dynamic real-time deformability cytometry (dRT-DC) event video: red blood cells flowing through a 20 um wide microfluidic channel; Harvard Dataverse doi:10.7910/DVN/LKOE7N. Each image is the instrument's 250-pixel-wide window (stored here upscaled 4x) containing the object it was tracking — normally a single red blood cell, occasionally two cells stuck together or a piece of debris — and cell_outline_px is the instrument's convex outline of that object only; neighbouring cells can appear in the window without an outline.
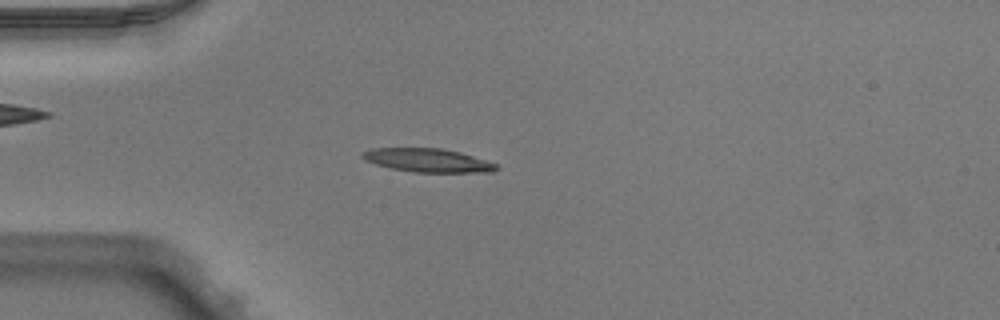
{"species": "Egyptian fruit bat (a non-hibernating species)", "species_latin": "Rousettus aegyptiacus", "temperature_condition": "warm", "stored_images_in_passage": 50, "camera_frame_rate_fps": 3000, "um_per_image_px": 0.085, "animal": {"sex": "male"}, "frame": {"image": 1, "passage_image": 13, "time_ms": 4.0, "image_size_px": [1000, 320], "cell_outline_px": [[500, 168], [492, 172], [416, 172], [392, 168], [376, 164], [364, 160], [360, 156], [360, 152], [372, 148], [440, 148], [460, 152], [496, 164]], "centroid_in_image_um": [36.32, 13.62], "position_along_channel_um": 48.7, "area_um2": 18.26}}
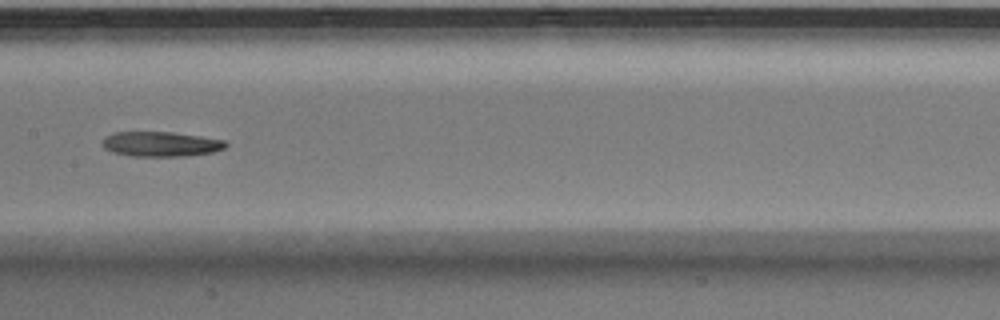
{"frame": {"image": 2, "passage_image": 25, "time_ms": 8.0, "image_size_px": [1000, 320], "cell_outline_px": [[228, 144], [224, 148], [212, 152], [184, 156], [132, 156], [112, 152], [104, 148], [100, 144], [104, 136], [116, 132], [172, 132], [200, 136], [224, 140]], "centroid_in_image_um": [13.62, 12.24], "position_along_channel_um": 193.8, "area_um2": 17.92}}
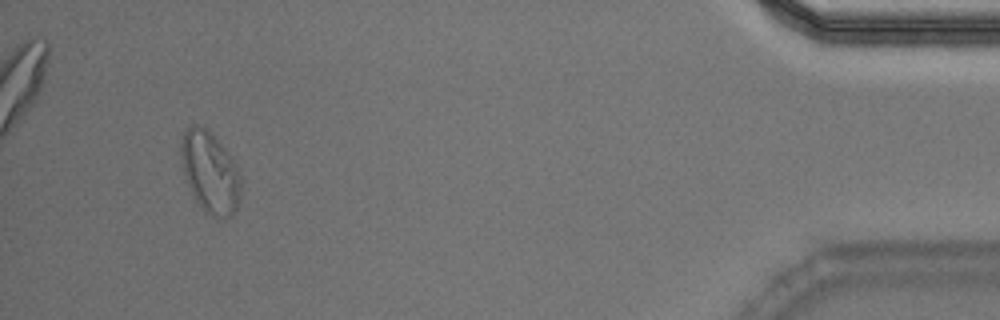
{"frame": {"image": 3, "passage_image": 47, "time_ms": 15.333, "image_size_px": [1000, 320], "cell_outline_px": [[240, 196], [236, 208], [228, 216], [212, 216], [204, 212], [192, 196], [184, 176], [180, 156], [180, 140], [184, 128], [188, 124], [204, 124], [232, 156], [240, 172]], "centroid_in_image_um": [17.81, 14.55], "position_along_channel_um": 417.4, "area_um2": 29.02}}